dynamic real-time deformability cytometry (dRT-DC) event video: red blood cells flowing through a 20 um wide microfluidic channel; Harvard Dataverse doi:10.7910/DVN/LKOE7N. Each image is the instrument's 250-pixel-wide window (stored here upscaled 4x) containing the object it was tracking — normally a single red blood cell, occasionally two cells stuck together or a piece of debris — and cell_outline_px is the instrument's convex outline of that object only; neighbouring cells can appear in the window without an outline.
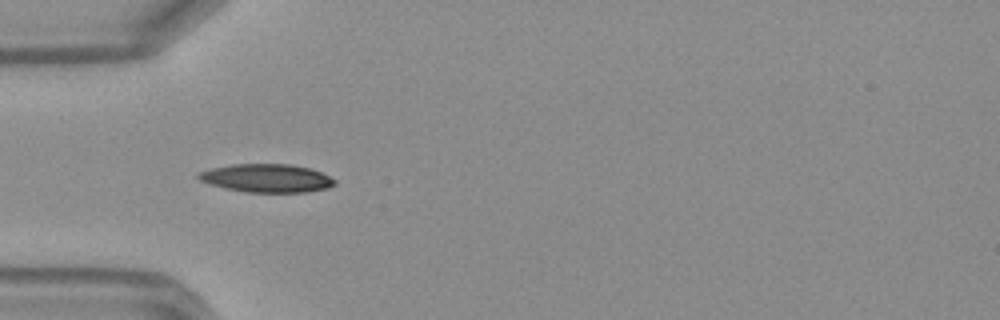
{"species": "Egyptian fruit bat (a non-hibernating species)", "species_latin": "Rousettus aegyptiacus", "temperature_condition": "warm", "stored_images_in_passage": 4, "camera_frame_rate_fps": 3000, "um_per_image_px": 0.085, "frame": {"image": 1, "passage_image": 1, "time_ms": 0.0, "image_size_px": [1000, 320], "cell_outline_px": [[336, 184], [328, 188], [308, 192], [244, 192], [224, 188], [200, 180], [196, 176], [200, 172], [212, 168], [232, 164], [292, 164], [312, 168], [336, 180]], "centroid_in_image_um": [22.71, 15.14], "position_along_channel_um": 62.3, "area_um2": 22.48}}